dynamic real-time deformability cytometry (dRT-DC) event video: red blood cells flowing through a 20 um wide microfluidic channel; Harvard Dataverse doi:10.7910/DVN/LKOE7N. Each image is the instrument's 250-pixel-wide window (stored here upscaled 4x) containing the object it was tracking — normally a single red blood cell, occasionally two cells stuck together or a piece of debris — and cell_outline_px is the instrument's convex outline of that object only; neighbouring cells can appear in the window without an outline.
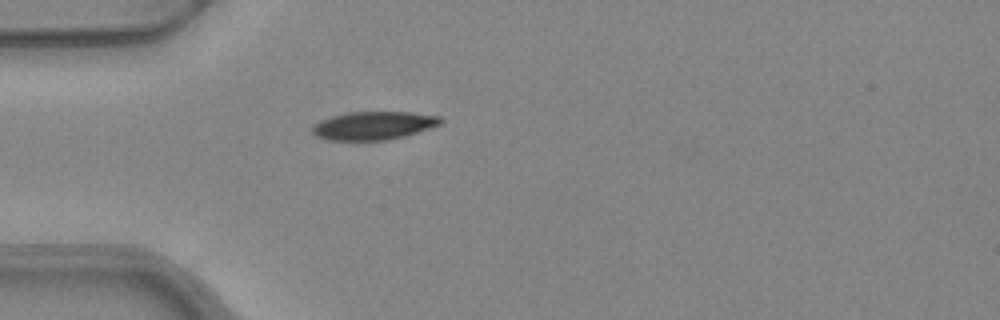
{"species": "common noctule bat (a hibernating species)", "species_latin": "Nyctalus noctula", "temperature_condition": "warm", "stored_images_in_passage": 38, "camera_frame_rate_fps": 3000, "um_per_image_px": 0.085, "animal": {"sex": "female", "body_mass_g": 24.6, "forearm_length_mm": 56.2}, "frame": {"image": 1, "passage_image": 1, "time_ms": 0.0, "image_size_px": [1000, 320], "cell_outline_px": [[444, 120], [440, 124], [404, 136], [388, 140], [328, 140], [316, 136], [312, 132], [312, 128], [320, 120], [332, 116], [348, 112], [412, 112], [440, 116]], "centroid_in_image_um": [31.75, 10.67], "position_along_channel_um": 53.2, "area_um2": 20.98}}
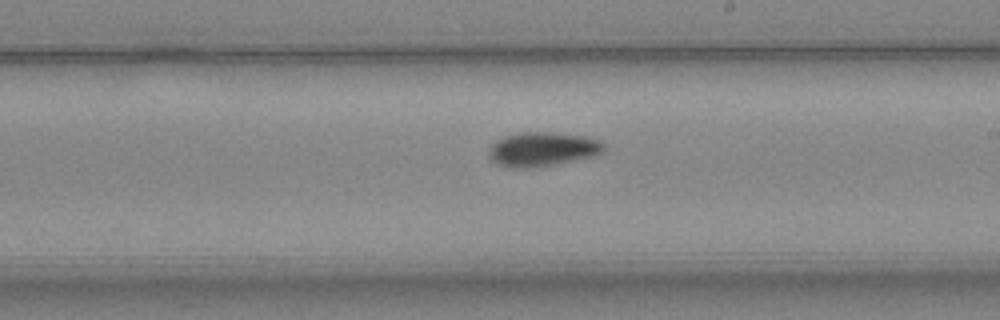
{"frame": {"image": 2, "passage_image": 16, "time_ms": 5.0, "image_size_px": [1000, 320], "cell_outline_px": [[604, 148], [600, 152], [592, 156], [532, 168], [504, 168], [496, 164], [488, 156], [488, 152], [492, 144], [496, 140], [504, 136], [524, 132], [548, 132], [584, 136], [600, 140], [604, 144]], "centroid_in_image_um": [46.03, 12.69], "position_along_channel_um": 243.0, "area_um2": 22.77}}
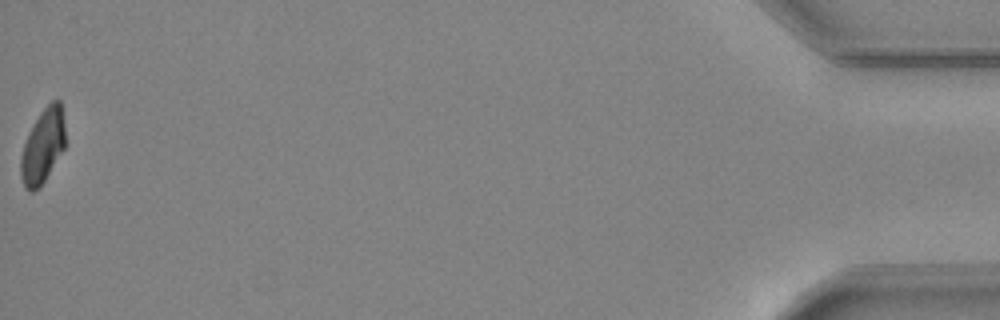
{"frame": {"image": 3, "passage_image": 38, "time_ms": 12.333, "image_size_px": [1000, 320], "cell_outline_px": [[64, 148], [44, 180], [32, 192], [24, 188], [20, 176], [20, 156], [28, 132], [40, 112], [52, 100], [60, 100], [64, 124]], "centroid_in_image_um": [3.61, 12.4], "position_along_channel_um": 431.6, "area_um2": 18.96}, "authors_computed_cell_mechanics": {"area_um2": 21.675, "velocity_mm_per_s": 3.9597, "shape_relaxation_time_tau1_ms": 4.5898, "shape_relaxation_time_tau2_ms": null, "deformation_change_tau1": 0.1361, "deformation_change_tau2": null}}